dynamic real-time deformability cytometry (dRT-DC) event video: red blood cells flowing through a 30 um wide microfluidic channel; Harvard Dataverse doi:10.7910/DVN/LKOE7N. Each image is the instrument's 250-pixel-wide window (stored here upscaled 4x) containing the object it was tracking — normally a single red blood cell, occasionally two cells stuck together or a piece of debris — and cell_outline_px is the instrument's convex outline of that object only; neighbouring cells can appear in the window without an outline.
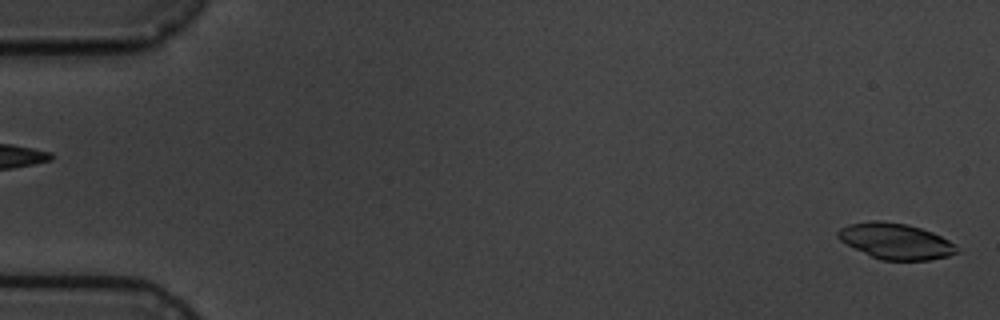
{"species": "common noctule bat (a hibernating species)", "species_latin": "Nyctalus noctula", "temperature_condition": "cold", "stored_images_in_passage": 6, "segment_of_instrument_passage": [2, 2], "camera_frame_rate_fps": 3000, "um_per_image_px": 0.085, "animal": {"sex": "male", "body_mass_g": 19.5, "forearm_length_mm": 54.6}, "frame": {"image": 1, "passage_image": 6, "time_ms": 5.667, "image_size_px": [1000, 320], "cell_outline_px": [[960, 252], [948, 256], [928, 260], [880, 260], [840, 240], [836, 236], [836, 232], [840, 228], [848, 224], [872, 220], [880, 220], [908, 224], [932, 232], [956, 244]], "centroid_in_image_um": [76.15, 20.49], "position_along_channel_um": 8.9, "area_um2": 24.8}}